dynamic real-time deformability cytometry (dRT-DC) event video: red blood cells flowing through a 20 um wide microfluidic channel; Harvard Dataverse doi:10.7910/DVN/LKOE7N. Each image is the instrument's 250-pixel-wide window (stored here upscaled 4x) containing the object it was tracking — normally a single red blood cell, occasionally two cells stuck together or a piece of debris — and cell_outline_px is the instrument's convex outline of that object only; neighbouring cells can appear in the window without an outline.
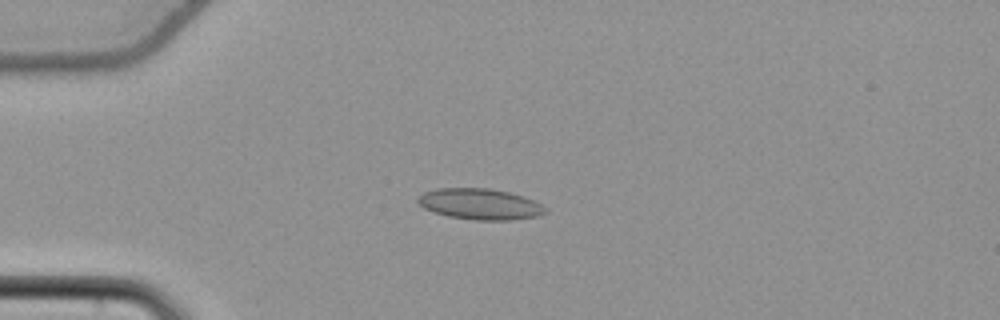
{"species": "common noctule bat (a hibernating species)", "species_latin": "Nyctalus noctula", "temperature_condition": "cold", "stored_images_in_passage": 56, "camera_frame_rate_fps": 3000, "um_per_image_px": 0.085, "animal": {"sex": "female", "body_mass_g": 22.7, "forearm_length_mm": 54.2}, "frame": {"image": 1, "passage_image": 16, "time_ms": 5.0, "image_size_px": [1000, 320], "cell_outline_px": [[548, 208], [544, 212], [536, 216], [512, 220], [476, 220], [448, 216], [432, 212], [424, 208], [416, 200], [424, 192], [436, 188], [492, 188], [524, 196]], "centroid_in_image_um": [40.78, 17.34], "position_along_channel_um": 44.2, "area_um2": 22.95}}
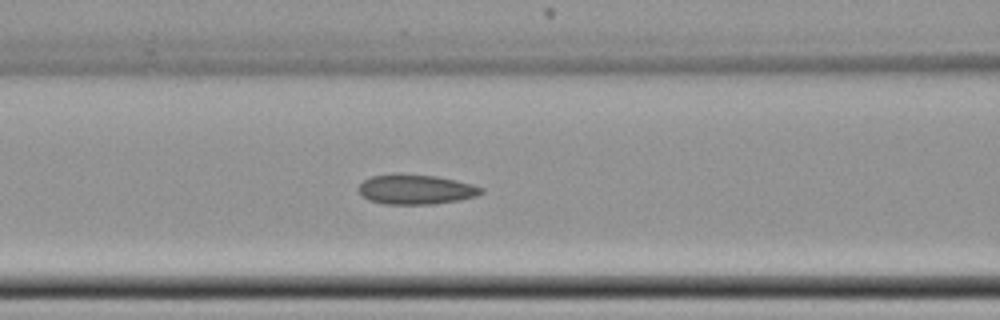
{"frame": {"image": 2, "passage_image": 25, "time_ms": 8.0, "image_size_px": [1000, 320], "cell_outline_px": [[484, 192], [476, 196], [460, 200], [432, 204], [388, 204], [368, 200], [356, 188], [364, 180], [372, 176], [392, 172], [396, 172], [436, 176], [456, 180], [472, 184], [484, 188]], "centroid_in_image_um": [35.34, 16.08], "position_along_channel_um": 131.3, "area_um2": 21.62}}
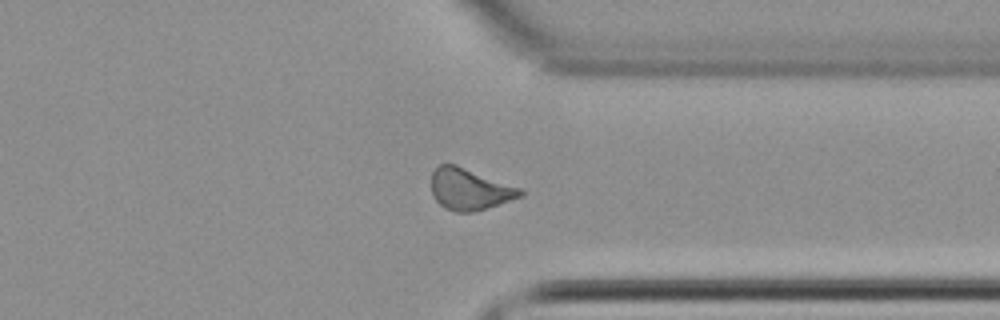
{"frame": {"image": 3, "passage_image": 44, "time_ms": 14.333, "image_size_px": [1000, 320], "cell_outline_px": [[524, 196], [472, 212], [456, 212], [444, 208], [432, 196], [432, 172], [440, 164], [456, 164], [520, 188], [524, 192]], "centroid_in_image_um": [39.9, 16.08], "position_along_channel_um": 371.5, "area_um2": 21.33}, "authors_computed_cell_mechanics": {"area_um2": 21.4149, "velocity_mm_per_s": 3.8019, "shape_relaxation_time_tau1_ms": null, "shape_relaxation_time_tau2_ms": 2.8887, "deformation_change_tau1": null, "deformation_change_tau2": 0.0797}}